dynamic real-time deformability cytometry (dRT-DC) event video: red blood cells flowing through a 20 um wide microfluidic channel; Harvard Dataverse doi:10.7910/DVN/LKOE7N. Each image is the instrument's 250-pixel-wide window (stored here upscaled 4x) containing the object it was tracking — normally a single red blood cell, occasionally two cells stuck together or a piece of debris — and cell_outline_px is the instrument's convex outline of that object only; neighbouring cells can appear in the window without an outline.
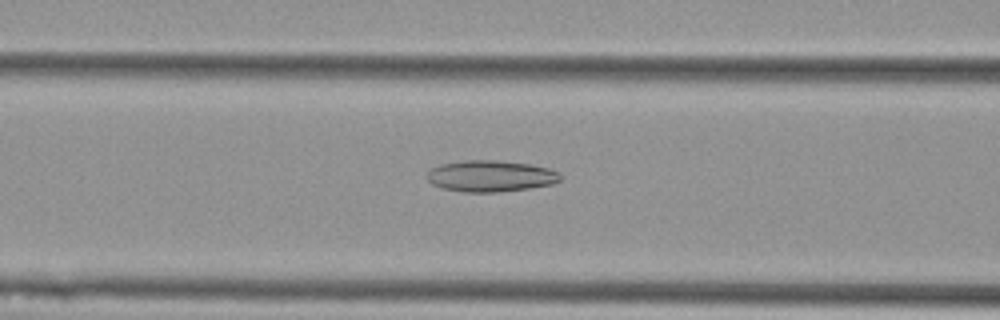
{"species": "Egyptian fruit bat (a non-hibernating species)", "species_latin": "Rousettus aegyptiacus", "temperature_condition": "cold", "stored_images_in_passage": 50, "camera_frame_rate_fps": 3000, "um_per_image_px": 0.085, "animal": {"sex": "female"}, "frame": {"image": 1, "passage_image": 17, "time_ms": 5.333, "image_size_px": [1000, 320], "cell_outline_px": [[560, 180], [552, 184], [528, 188], [496, 192], [464, 192], [440, 188], [432, 184], [428, 180], [428, 172], [432, 168], [440, 164], [464, 160], [496, 160], [528, 164], [548, 168], [556, 172], [560, 176]], "centroid_in_image_um": [41.65, 14.96], "position_along_channel_um": 124.9, "area_um2": 24.16}}
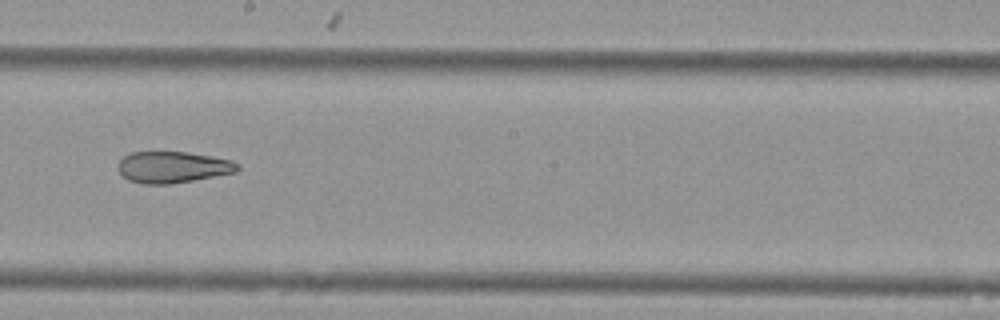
{"frame": {"image": 2, "passage_image": 26, "time_ms": 8.333, "image_size_px": [1000, 320], "cell_outline_px": [[240, 168], [236, 172], [192, 180], [168, 184], [144, 184], [128, 180], [120, 172], [120, 160], [124, 156], [132, 152], [188, 152], [212, 156], [232, 160], [240, 164]], "centroid_in_image_um": [14.73, 14.2], "position_along_channel_um": 233.5, "area_um2": 21.68}}
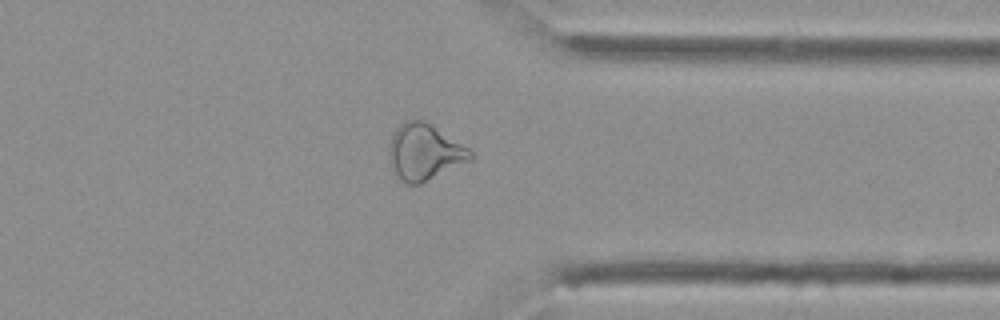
{"frame": {"image": 3, "passage_image": 38, "time_ms": 12.333, "image_size_px": [1000, 320], "cell_outline_px": [[472, 160], [420, 184], [408, 184], [400, 180], [396, 172], [388, 152], [388, 148], [392, 136], [396, 128], [404, 120], [424, 120], [468, 148], [472, 152]], "centroid_in_image_um": [36.08, 12.92], "position_along_channel_um": 375.3, "area_um2": 26.18}, "authors_computed_cell_mechanics": {"area_um2": 26.7903, "velocity_mm_per_s": 3.6371, "shape_relaxation_time_tau1_ms": null, "shape_relaxation_time_tau2_ms": 4.1986, "deformation_change_tau1": null, "deformation_change_tau2": 0.1302}}